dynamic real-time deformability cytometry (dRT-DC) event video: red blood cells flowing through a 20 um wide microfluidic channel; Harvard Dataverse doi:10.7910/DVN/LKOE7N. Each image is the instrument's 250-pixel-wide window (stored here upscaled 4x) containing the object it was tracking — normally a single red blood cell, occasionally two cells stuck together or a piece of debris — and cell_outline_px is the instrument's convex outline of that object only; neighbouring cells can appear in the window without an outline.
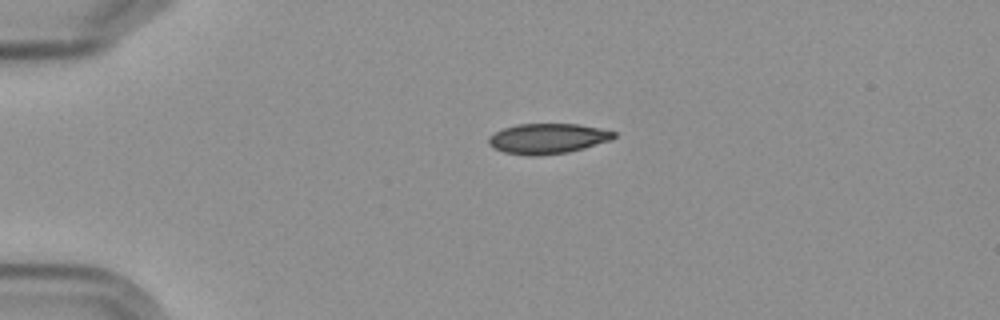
{"species": "Egyptian fruit bat (a non-hibernating species)", "species_latin": "Rousettus aegyptiacus", "temperature_condition": "cold", "stored_images_in_passage": 4, "camera_frame_rate_fps": 3000, "um_per_image_px": 0.085, "frame": {"image": 1, "passage_image": 3, "time_ms": 2.333, "image_size_px": [1000, 320], "cell_outline_px": [[616, 136], [612, 140], [584, 148], [568, 152], [536, 156], [528, 156], [504, 152], [488, 144], [488, 136], [504, 128], [516, 124], [580, 124], [600, 128], [616, 132]], "centroid_in_image_um": [46.57, 11.78], "position_along_channel_um": 38.4, "area_um2": 22.14}}